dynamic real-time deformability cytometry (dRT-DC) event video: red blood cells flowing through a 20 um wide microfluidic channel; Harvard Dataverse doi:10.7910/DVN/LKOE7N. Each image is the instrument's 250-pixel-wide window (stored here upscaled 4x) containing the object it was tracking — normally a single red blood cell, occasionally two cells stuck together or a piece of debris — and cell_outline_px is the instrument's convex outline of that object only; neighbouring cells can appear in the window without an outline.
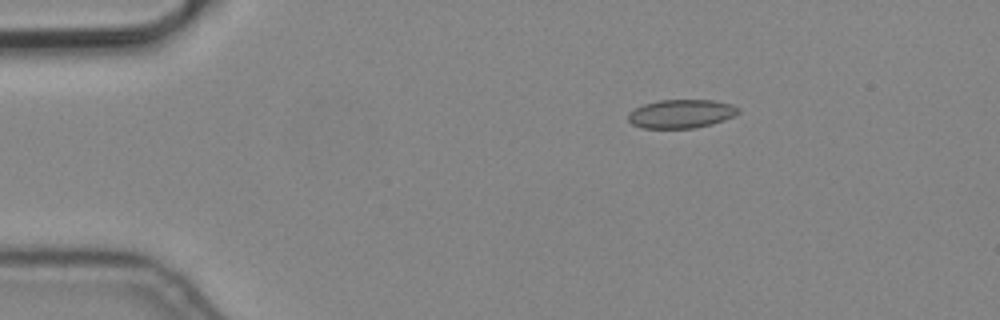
{"species": "common noctule bat (a hibernating species)", "species_latin": "Nyctalus noctula", "temperature_condition": "cold", "stored_images_in_passage": 5, "camera_frame_rate_fps": 3000, "um_per_image_px": 0.085, "animal": {"sex": "male", "body_mass_g": 19.2, "forearm_length_mm": 51.8}, "frame": {"image": 1, "passage_image": 3, "time_ms": 0.667, "image_size_px": [1000, 320], "cell_outline_px": [[740, 112], [724, 120], [712, 124], [696, 128], [640, 128], [632, 124], [628, 120], [628, 112], [644, 104], [660, 100], [712, 100], [732, 104], [740, 108]], "centroid_in_image_um": [57.9, 9.67], "position_along_channel_um": 27.1, "area_um2": 18.44}}